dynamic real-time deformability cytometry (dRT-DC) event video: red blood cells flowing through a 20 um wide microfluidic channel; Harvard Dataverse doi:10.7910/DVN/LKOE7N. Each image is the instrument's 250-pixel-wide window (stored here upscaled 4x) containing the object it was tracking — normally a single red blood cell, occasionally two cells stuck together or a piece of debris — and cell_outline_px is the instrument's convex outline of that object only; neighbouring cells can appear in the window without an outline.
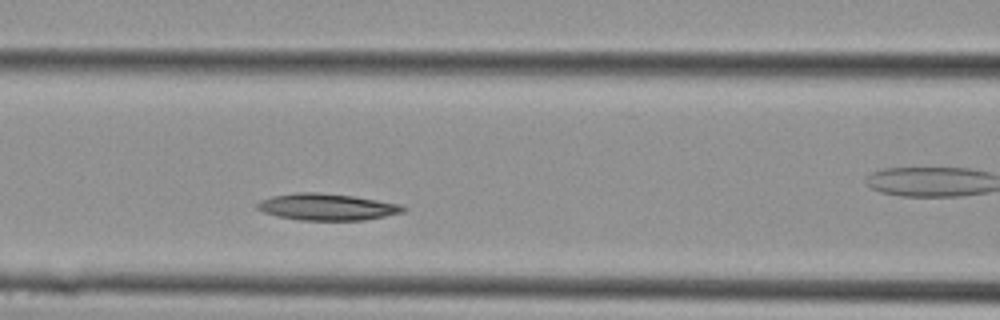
{"species": "Egyptian fruit bat (a non-hibernating species)", "species_latin": "Rousettus aegyptiacus", "temperature_condition": "cold", "stored_images_in_passage": 5, "segment_of_instrument_passage": [1, 2], "camera_frame_rate_fps": 3000, "um_per_image_px": 0.085, "animal": {"sex": "female"}, "frame": {"image": 1, "passage_image": 4, "time_ms": 1.0, "image_size_px": [1000, 320], "cell_outline_px": [[408, 208], [404, 212], [364, 220], [300, 220], [280, 216], [264, 212], [256, 208], [256, 204], [260, 200], [272, 196], [296, 192], [316, 192], [352, 196], [400, 204]], "centroid_in_image_um": [27.79, 17.58], "position_along_channel_um": 138.8, "area_um2": 22.48}}